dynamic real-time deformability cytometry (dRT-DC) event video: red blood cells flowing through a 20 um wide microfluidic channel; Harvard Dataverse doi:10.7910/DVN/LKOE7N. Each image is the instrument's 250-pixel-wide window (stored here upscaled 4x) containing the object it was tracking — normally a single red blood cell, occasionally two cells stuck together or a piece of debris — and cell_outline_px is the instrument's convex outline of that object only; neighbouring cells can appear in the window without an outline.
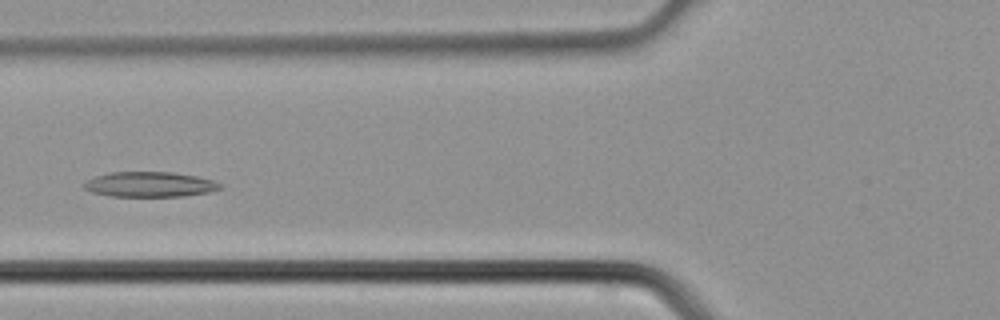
{"species": "common noctule bat (a hibernating species)", "species_latin": "Nyctalus noctula", "temperature_condition": "cold", "stored_images_in_passage": 5, "camera_frame_rate_fps": 3000, "um_per_image_px": 0.085, "animal": {"sex": "male", "body_mass_g": 21.5, "forearm_length_mm": 52.0}, "frame": {"image": 1, "passage_image": 5, "time_ms": 1.333, "image_size_px": [1000, 320], "cell_outline_px": [[224, 188], [208, 192], [184, 196], [112, 196], [92, 192], [84, 188], [80, 184], [96, 176], [108, 172], [172, 172], [196, 176], [212, 180], [224, 184]], "centroid_in_image_um": [12.75, 15.67], "position_along_channel_um": 113.1, "area_um2": 20.0}}